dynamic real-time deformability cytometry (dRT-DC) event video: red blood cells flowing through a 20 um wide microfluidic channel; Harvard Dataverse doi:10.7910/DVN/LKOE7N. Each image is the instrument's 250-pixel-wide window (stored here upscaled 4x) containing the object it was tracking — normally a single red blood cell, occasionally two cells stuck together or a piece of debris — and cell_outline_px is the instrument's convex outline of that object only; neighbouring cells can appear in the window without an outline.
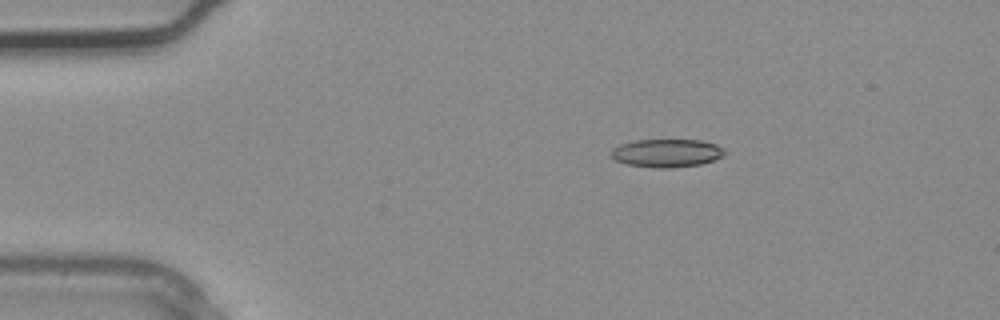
{"species": "common noctule bat (a hibernating species)", "species_latin": "Nyctalus noctula", "temperature_condition": "warm", "stored_images_in_passage": 2, "camera_frame_rate_fps": 3000, "um_per_image_px": 0.085, "animal": {"sex": "male", "body_mass_g": 20.4}, "frame": {"image": 1, "passage_image": 1, "time_ms": 0.0, "image_size_px": [1000, 320], "cell_outline_px": [[728, 152], [724, 156], [700, 164], [672, 168], [656, 168], [628, 164], [616, 160], [612, 156], [612, 148], [620, 144], [636, 140], [700, 140], [716, 144], [724, 148]], "centroid_in_image_um": [56.72, 13.0], "position_along_channel_um": 28.3, "area_um2": 18.61}}